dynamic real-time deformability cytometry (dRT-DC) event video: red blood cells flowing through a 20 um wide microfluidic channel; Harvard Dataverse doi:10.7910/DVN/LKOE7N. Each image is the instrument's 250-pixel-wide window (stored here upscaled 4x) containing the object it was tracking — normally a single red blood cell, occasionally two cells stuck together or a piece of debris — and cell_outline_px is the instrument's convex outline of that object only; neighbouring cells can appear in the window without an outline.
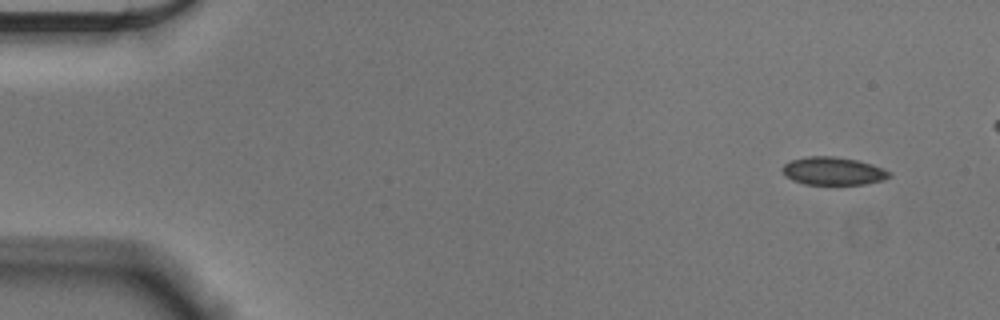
{"species": "Egyptian fruit bat (a non-hibernating species)", "species_latin": "Rousettus aegyptiacus", "temperature_condition": "cold", "stored_images_in_passage": 49, "camera_frame_rate_fps": 3000, "um_per_image_px": 0.085, "animal": {"sex": "male"}, "frame": {"image": 1, "passage_image": 1, "time_ms": 0.0, "image_size_px": [1000, 320], "cell_outline_px": [[892, 176], [884, 180], [864, 184], [804, 184], [792, 180], [780, 168], [784, 164], [792, 160], [808, 156], [832, 156], [856, 160], [872, 164], [884, 168], [892, 172]], "centroid_in_image_um": [70.86, 14.54], "position_along_channel_um": 14.1, "area_um2": 17.4}}
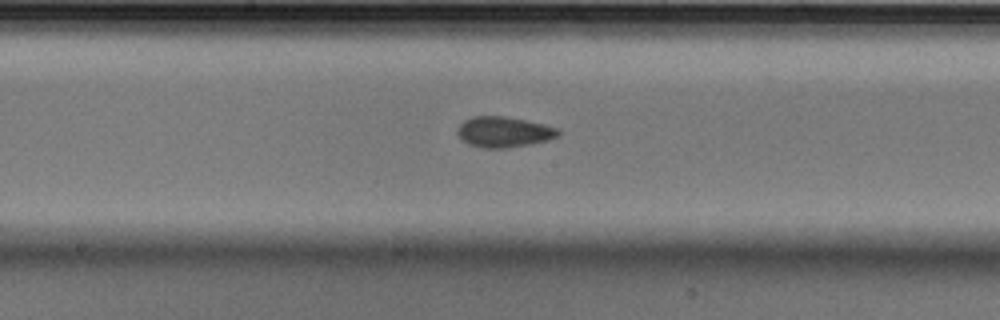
{"frame": {"image": 2, "passage_image": 26, "time_ms": 8.333, "image_size_px": [1000, 320], "cell_outline_px": [[560, 136], [548, 140], [508, 148], [484, 148], [468, 144], [460, 140], [456, 132], [460, 124], [464, 120], [472, 116], [504, 116], [544, 124], [556, 128], [560, 132]], "centroid_in_image_um": [42.79, 11.22], "position_along_channel_um": 205.4, "area_um2": 18.03}}
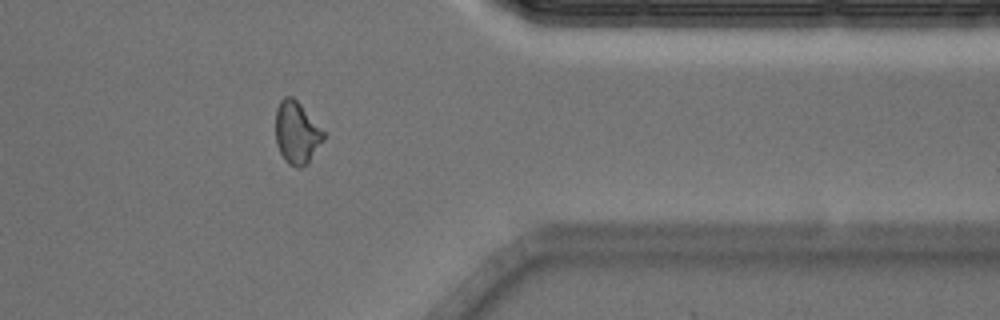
{"frame": {"image": 3, "passage_image": 42, "time_ms": 13.667, "image_size_px": [1000, 320], "cell_outline_px": [[324, 140], [308, 164], [300, 168], [296, 168], [288, 164], [284, 160], [276, 144], [276, 108], [280, 100], [284, 96], [292, 96], [300, 104], [324, 132]], "centroid_in_image_um": [25.21, 11.31], "position_along_channel_um": 386.2, "area_um2": 17.46}, "authors_computed_cell_mechanics": {"area_um2": 17.629, "velocity_mm_per_s": 3.6211, "shape_relaxation_time_tau1_ms": 6.0658, "shape_relaxation_time_tau2_ms": 2.5361, "deformation_change_tau1": 0.0998, "deformation_change_tau2": 0.0594}}